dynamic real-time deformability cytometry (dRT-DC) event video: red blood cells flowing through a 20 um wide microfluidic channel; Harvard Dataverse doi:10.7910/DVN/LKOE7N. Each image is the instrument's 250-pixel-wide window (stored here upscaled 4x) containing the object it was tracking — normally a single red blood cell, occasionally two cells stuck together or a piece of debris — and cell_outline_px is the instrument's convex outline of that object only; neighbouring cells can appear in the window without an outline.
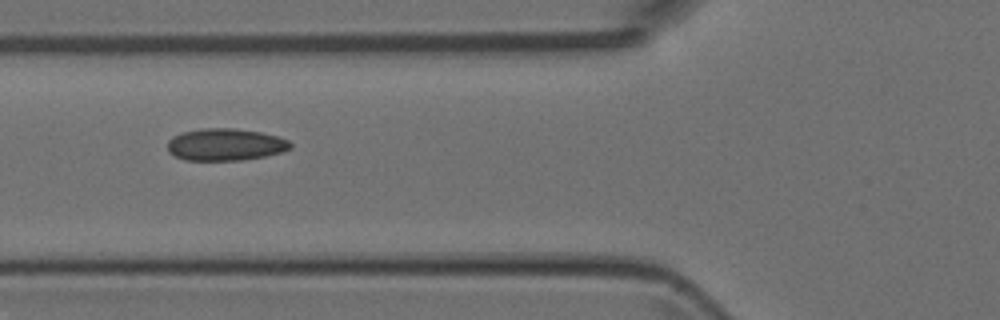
{"species": "Egyptian fruit bat (a non-hibernating species)", "species_latin": "Rousettus aegyptiacus", "temperature_condition": "room temperature", "stored_images_in_passage": 7, "camera_frame_rate_fps": 3000, "um_per_image_px": 0.085, "animal": {"sex": "female"}, "frame": {"image": 1, "passage_image": 3, "time_ms": 3.333, "image_size_px": [1000, 320], "cell_outline_px": [[292, 148], [280, 152], [264, 156], [240, 160], [184, 160], [168, 152], [168, 140], [172, 136], [180, 132], [200, 128], [232, 128], [260, 132], [276, 136], [288, 140], [292, 144]], "centroid_in_image_um": [19.11, 12.28], "position_along_channel_um": 106.7, "area_um2": 23.0}}
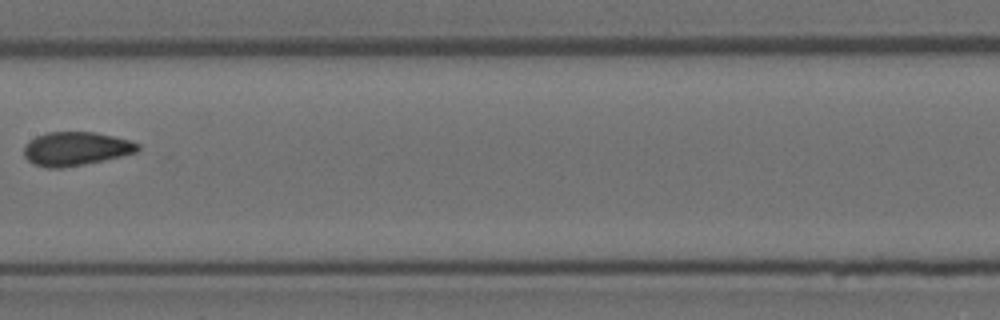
{"frame": {"image": 2, "passage_image": 5, "time_ms": 5.667, "image_size_px": [1000, 320], "cell_outline_px": [[140, 148], [136, 152], [104, 160], [84, 164], [60, 168], [48, 168], [32, 164], [24, 156], [24, 144], [28, 140], [36, 136], [48, 132], [96, 132], [128, 140], [140, 144]], "centroid_in_image_um": [6.4, 12.64], "position_along_channel_um": 201.0, "area_um2": 22.37}}
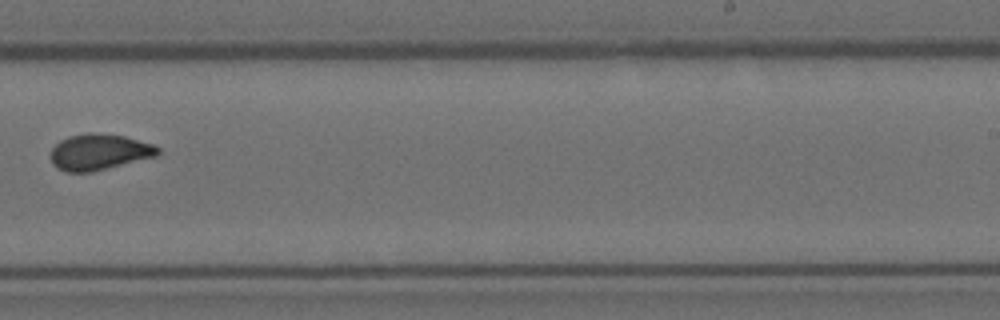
{"frame": {"image": 3, "passage_image": 7, "time_ms": 7.667, "image_size_px": [1000, 320], "cell_outline_px": [[160, 152], [156, 156], [92, 172], [68, 172], [56, 168], [52, 164], [52, 148], [60, 140], [68, 136], [88, 132], [92, 132], [124, 136], [152, 144], [160, 148]], "centroid_in_image_um": [8.42, 12.92], "position_along_channel_um": 280.6, "area_um2": 22.43}}